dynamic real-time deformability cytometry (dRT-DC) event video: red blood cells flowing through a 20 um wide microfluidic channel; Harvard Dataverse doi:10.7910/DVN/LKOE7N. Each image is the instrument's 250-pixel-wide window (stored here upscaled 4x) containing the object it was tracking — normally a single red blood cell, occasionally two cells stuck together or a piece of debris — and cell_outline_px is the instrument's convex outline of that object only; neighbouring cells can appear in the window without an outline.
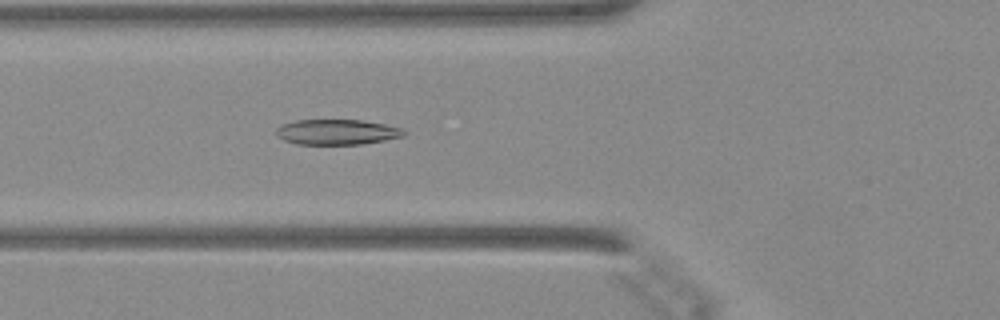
{"species": "Egyptian fruit bat (a non-hibernating species)", "species_latin": "Rousettus aegyptiacus", "temperature_condition": "warm", "stored_images_in_passage": 48, "camera_frame_rate_fps": 3000, "um_per_image_px": 0.085, "animal": {"sex": "female"}, "frame": {"image": 1, "passage_image": 18, "time_ms": 5.667, "image_size_px": [1000, 320], "cell_outline_px": [[408, 132], [404, 136], [384, 140], [360, 144], [296, 144], [284, 140], [276, 136], [276, 128], [284, 124], [296, 120], [364, 120], [404, 128]], "centroid_in_image_um": [28.67, 11.22], "position_along_channel_um": 97.1, "area_um2": 18.9}}
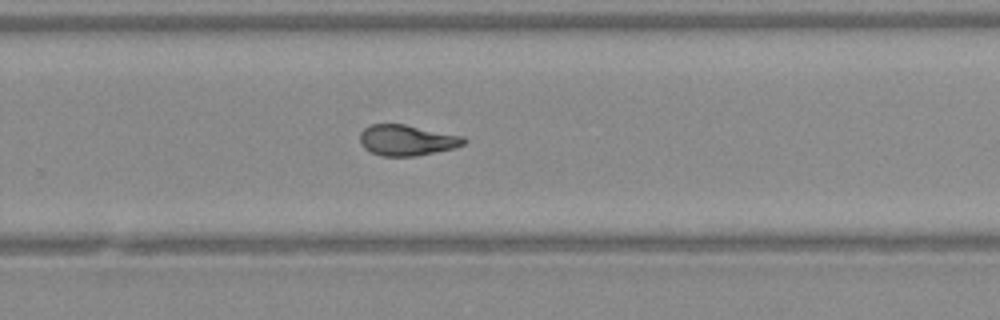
{"frame": {"image": 2, "passage_image": 32, "time_ms": 10.333, "image_size_px": [1000, 320], "cell_outline_px": [[468, 140], [464, 144], [456, 148], [416, 156], [380, 156], [364, 148], [360, 144], [360, 132], [364, 128], [372, 124], [404, 124], [464, 136]], "centroid_in_image_um": [34.6, 11.92], "position_along_channel_um": 295.2, "area_um2": 18.79}}
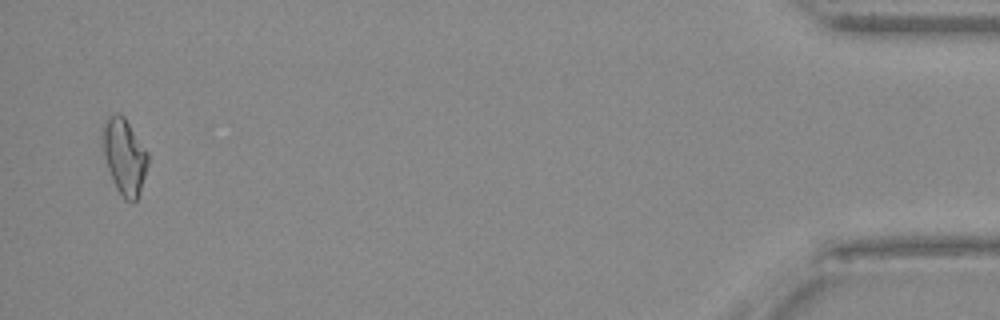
{"frame": {"image": 3, "passage_image": 47, "time_ms": 15.333, "image_size_px": [1000, 320], "cell_outline_px": [[148, 164], [136, 200], [132, 204], [124, 200], [116, 188], [112, 180], [108, 168], [104, 152], [104, 124], [108, 116], [116, 112], [124, 116], [148, 152]], "centroid_in_image_um": [10.59, 13.31], "position_along_channel_um": 424.6, "area_um2": 19.59}}